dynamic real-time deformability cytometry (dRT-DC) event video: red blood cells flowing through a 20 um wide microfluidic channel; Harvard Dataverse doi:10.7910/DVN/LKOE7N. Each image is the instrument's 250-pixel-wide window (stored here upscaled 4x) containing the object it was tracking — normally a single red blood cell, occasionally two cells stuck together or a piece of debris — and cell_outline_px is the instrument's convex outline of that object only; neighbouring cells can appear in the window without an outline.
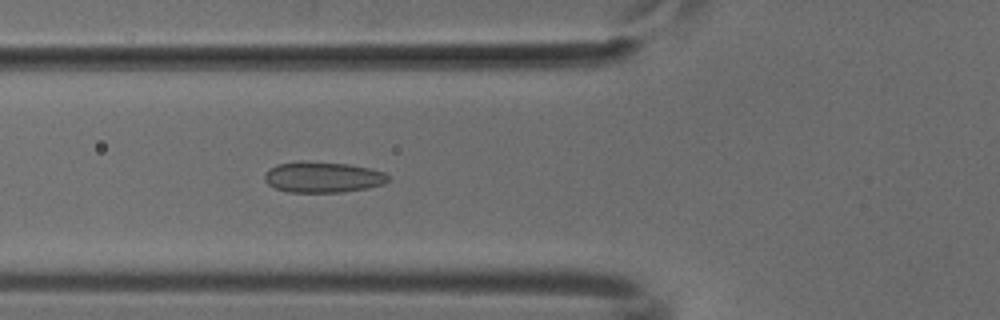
{"species": "common noctule bat (a hibernating species)", "species_latin": "Nyctalus noctula", "temperature_condition": "cold", "stored_images_in_passage": 47, "camera_frame_rate_fps": 3000, "um_per_image_px": 0.085, "animal": {"sex": "male", "body_mass_g": 18.8}, "frame": {"image": 1, "passage_image": 14, "time_ms": 4.333, "image_size_px": [1000, 320], "cell_outline_px": [[388, 180], [384, 184], [368, 188], [340, 192], [288, 192], [276, 188], [268, 184], [264, 180], [264, 176], [276, 164], [348, 164], [368, 168], [384, 172], [388, 176]], "centroid_in_image_um": [27.49, 15.11], "position_along_channel_um": 98.3, "area_um2": 21.1}}
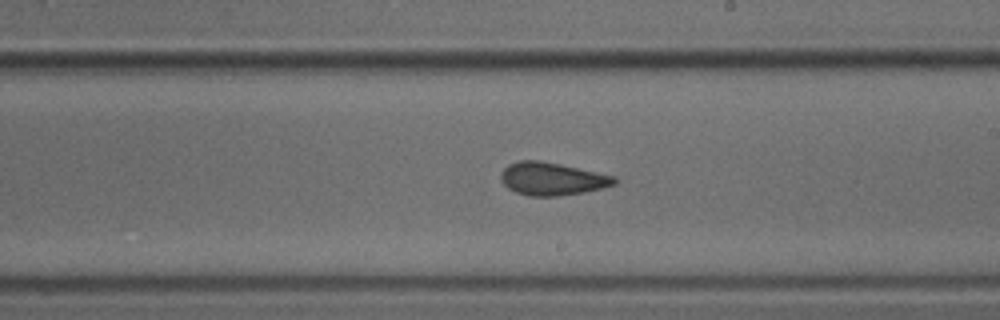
{"frame": {"image": 2, "passage_image": 25, "time_ms": 8.0, "image_size_px": [1000, 320], "cell_outline_px": [[616, 184], [584, 192], [556, 196], [528, 196], [516, 192], [508, 188], [504, 184], [500, 176], [500, 172], [508, 164], [520, 160], [540, 160], [560, 164], [616, 176]], "centroid_in_image_um": [46.9, 15.19], "position_along_channel_um": 242.1, "area_um2": 21.68}}
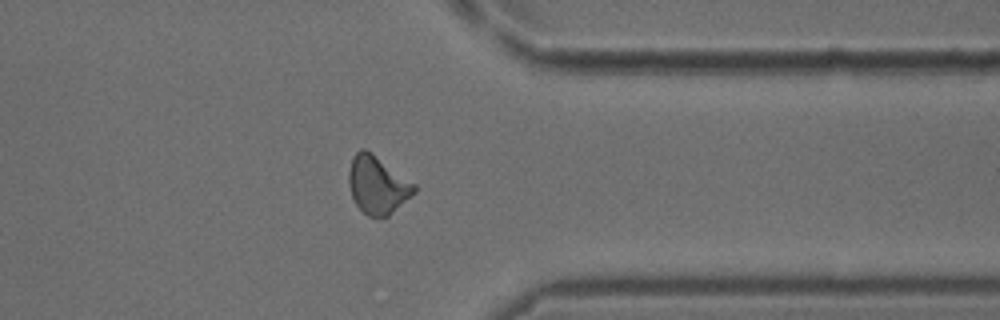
{"frame": {"image": 3, "passage_image": 36, "time_ms": 11.667, "image_size_px": [1000, 320], "cell_outline_px": [[416, 192], [412, 196], [388, 216], [368, 216], [356, 204], [352, 196], [348, 180], [348, 172], [352, 156], [360, 148], [364, 148], [372, 152], [416, 184]], "centroid_in_image_um": [32.09, 15.69], "position_along_channel_um": 379.3, "area_um2": 22.08}}